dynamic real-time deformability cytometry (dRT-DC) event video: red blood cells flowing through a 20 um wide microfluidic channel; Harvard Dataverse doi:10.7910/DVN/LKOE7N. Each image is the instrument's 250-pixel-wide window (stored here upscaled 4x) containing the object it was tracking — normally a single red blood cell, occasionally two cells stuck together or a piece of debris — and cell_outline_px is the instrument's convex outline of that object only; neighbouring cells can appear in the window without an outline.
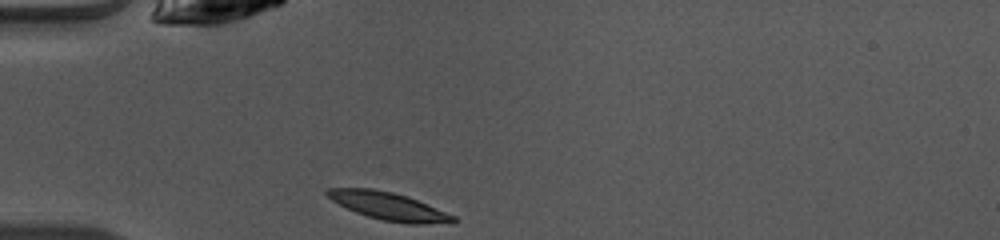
{"species": "common noctule bat (a hibernating species)", "species_latin": "Nyctalus noctula", "temperature_condition": "warm", "stored_images_in_passage": 36, "camera_frame_rate_fps": 3000, "um_per_image_px": 0.085, "animal": {"sex": "female", "body_mass_g": 10.0, "forearm_length_mm": 53.1}, "frame": {"image": 1, "passage_image": 1, "time_ms": 0.0, "image_size_px": [1000, 240], "cell_outline_px": [[460, 220], [420, 224], [408, 224], [384, 220], [368, 216], [356, 212], [332, 200], [324, 192], [328, 188], [372, 188], [392, 192], [408, 196], [456, 216]], "centroid_in_image_um": [33.02, 17.5], "position_along_channel_um": 52.0, "area_um2": 20.0}}
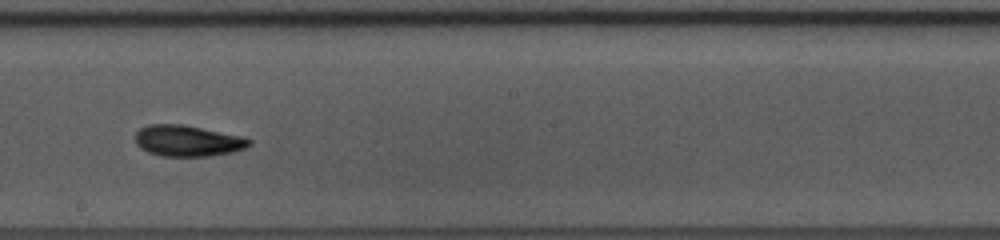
{"frame": {"image": 2, "passage_image": 15, "time_ms": 4.667, "image_size_px": [1000, 240], "cell_outline_px": [[252, 144], [244, 148], [232, 152], [208, 156], [160, 156], [148, 152], [140, 148], [136, 144], [136, 132], [140, 128], [148, 124], [184, 124], [244, 136], [252, 140]], "centroid_in_image_um": [15.96, 11.96], "position_along_channel_um": 232.2, "area_um2": 20.87}}
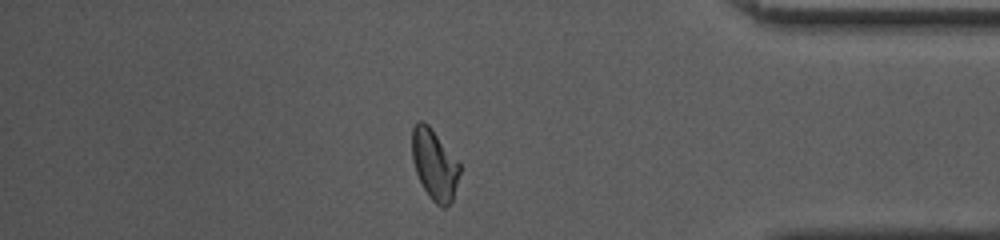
{"frame": {"image": 3, "passage_image": 29, "time_ms": 9.333, "image_size_px": [1000, 240], "cell_outline_px": [[460, 172], [452, 200], [444, 208], [440, 208], [428, 196], [416, 172], [412, 160], [412, 128], [416, 120], [420, 120], [428, 124], [460, 164]], "centroid_in_image_um": [36.91, 13.98], "position_along_channel_um": 398.3, "area_um2": 19.42}, "authors_computed_cell_mechanics": {"area_um2": 20.1144, "velocity_mm_per_s": 4.0852, "shape_relaxation_time_tau1_ms": 2.6962, "shape_relaxation_time_tau2_ms": 4.3834, "deformation_change_tau1": 0.1406, "deformation_change_tau2": 0.0919}}